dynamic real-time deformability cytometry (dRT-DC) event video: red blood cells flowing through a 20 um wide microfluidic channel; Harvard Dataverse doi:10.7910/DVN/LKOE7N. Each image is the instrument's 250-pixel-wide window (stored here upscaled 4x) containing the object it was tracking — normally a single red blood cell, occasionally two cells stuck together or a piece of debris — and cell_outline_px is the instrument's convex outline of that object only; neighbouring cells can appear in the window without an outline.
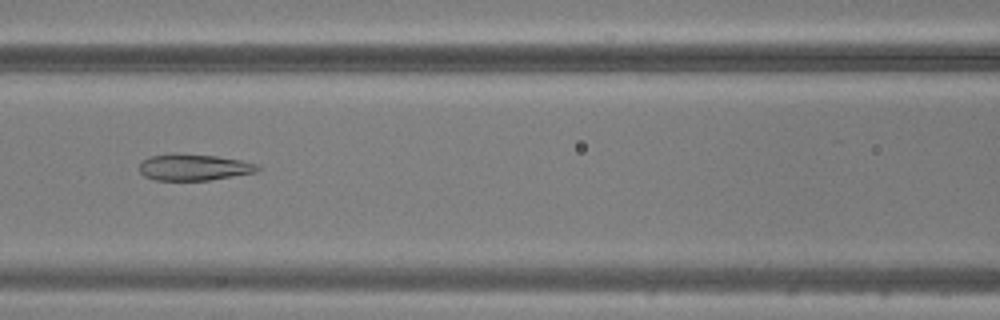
{"species": "common noctule bat (a hibernating species)", "species_latin": "Nyctalus noctula", "temperature_condition": "warm", "stored_images_in_passage": 44, "camera_frame_rate_fps": 3000, "um_per_image_px": 0.085, "animal": {"sex": "male", "body_mass_g": 20.5, "forearm_length_mm": 52.5}, "frame": {"image": 1, "passage_image": 17, "time_ms": 5.333, "image_size_px": [1000, 320], "cell_outline_px": [[260, 168], [256, 172], [208, 180], [156, 180], [144, 176], [140, 172], [140, 164], [148, 156], [172, 152], [176, 152], [216, 156], [240, 160], [256, 164]], "centroid_in_image_um": [16.43, 14.19], "position_along_channel_um": 150.2, "area_um2": 18.26}}
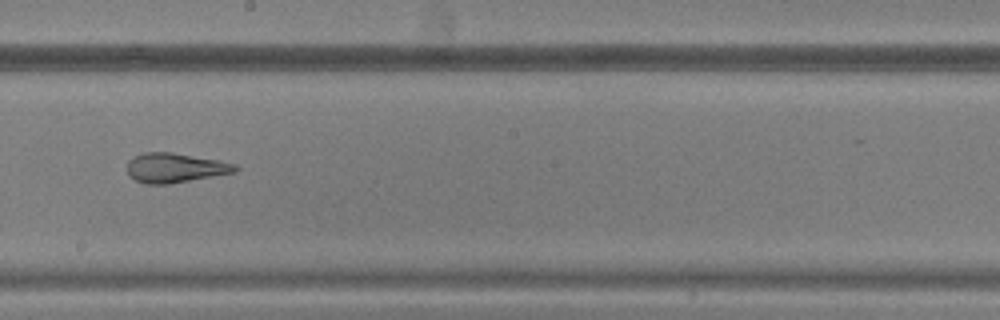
{"frame": {"image": 2, "passage_image": 23, "time_ms": 7.333, "image_size_px": [1000, 320], "cell_outline_px": [[240, 168], [236, 172], [168, 184], [144, 184], [128, 176], [128, 160], [132, 156], [144, 152], [172, 152], [220, 160], [236, 164]], "centroid_in_image_um": [14.88, 14.25], "position_along_channel_um": 233.3, "area_um2": 18.79}}
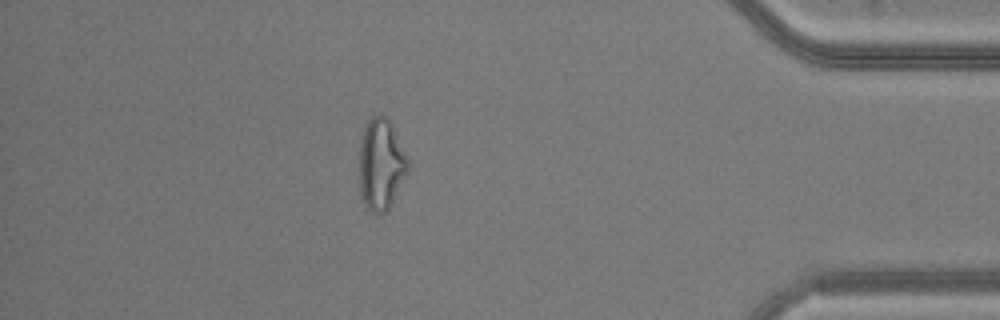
{"frame": {"image": 3, "passage_image": 38, "time_ms": 12.333, "image_size_px": [1000, 320], "cell_outline_px": [[408, 172], [388, 208], [384, 212], [372, 212], [368, 208], [364, 200], [360, 188], [360, 140], [364, 128], [368, 120], [372, 116], [380, 112], [392, 124], [408, 160]], "centroid_in_image_um": [32.39, 13.9], "position_along_channel_um": 402.8, "area_um2": 25.37}}